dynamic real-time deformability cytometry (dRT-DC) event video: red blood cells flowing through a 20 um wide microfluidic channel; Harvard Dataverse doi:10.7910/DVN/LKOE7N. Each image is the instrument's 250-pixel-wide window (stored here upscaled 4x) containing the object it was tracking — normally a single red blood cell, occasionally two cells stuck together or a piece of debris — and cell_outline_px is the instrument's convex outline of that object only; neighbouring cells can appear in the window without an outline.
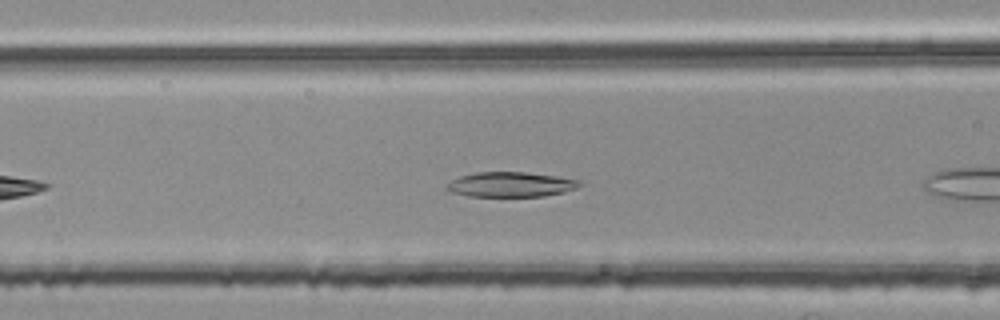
{"species": "common noctule bat (a hibernating species)", "species_latin": "Nyctalus noctula", "temperature_condition": "room temperature", "stored_images_in_passage": 8, "camera_frame_rate_fps": 3000, "um_per_image_px": 0.085, "animal": {"sex": "female", "body_mass_g": 25.1}, "frame": {"image": 1, "passage_image": 6, "time_ms": 1.667, "image_size_px": [1000, 320], "cell_outline_px": [[584, 180], [576, 188], [564, 192], [544, 196], [468, 196], [452, 192], [444, 188], [452, 180], [460, 176], [476, 172], [524, 172], [556, 176]], "centroid_in_image_um": [43.43, 15.68], "position_along_channel_um": 123.2, "area_um2": 19.25}}